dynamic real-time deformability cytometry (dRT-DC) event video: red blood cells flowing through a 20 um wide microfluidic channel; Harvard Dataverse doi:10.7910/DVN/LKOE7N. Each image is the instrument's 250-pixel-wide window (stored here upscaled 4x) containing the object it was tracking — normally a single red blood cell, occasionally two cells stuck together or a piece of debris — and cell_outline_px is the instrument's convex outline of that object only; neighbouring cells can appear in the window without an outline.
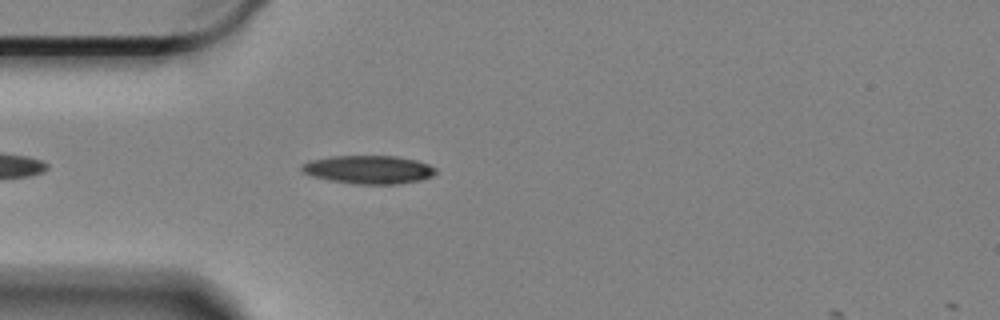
{"species": "Egyptian fruit bat (a non-hibernating species)", "species_latin": "Rousettus aegyptiacus", "temperature_condition": "cold", "stored_images_in_passage": 3, "camera_frame_rate_fps": 3000, "um_per_image_px": 0.085, "animal": {"sex": "female"}, "frame": {"image": 1, "passage_image": 2, "time_ms": 0.333, "image_size_px": [1000, 320], "cell_outline_px": [[436, 172], [432, 176], [420, 180], [396, 184], [356, 184], [332, 180], [312, 176], [304, 172], [300, 168], [300, 164], [308, 160], [332, 156], [396, 156], [416, 160], [428, 164], [436, 168]], "centroid_in_image_um": [31.32, 14.4], "position_along_channel_um": 53.7, "area_um2": 22.08}}